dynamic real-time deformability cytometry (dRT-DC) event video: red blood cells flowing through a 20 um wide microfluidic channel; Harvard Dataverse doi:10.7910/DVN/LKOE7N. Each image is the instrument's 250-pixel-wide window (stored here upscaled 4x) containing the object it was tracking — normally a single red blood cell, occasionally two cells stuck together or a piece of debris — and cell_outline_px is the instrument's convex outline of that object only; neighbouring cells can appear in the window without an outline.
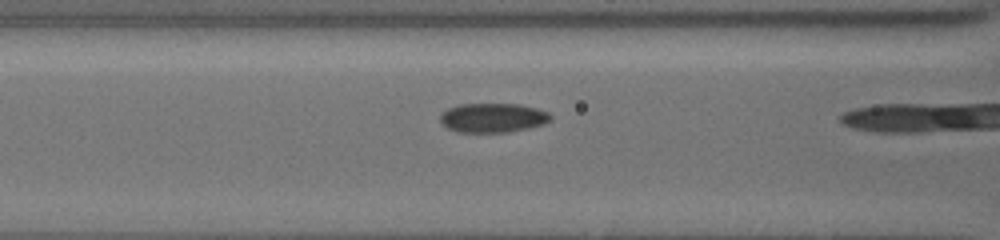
{"species": "common noctule bat (a hibernating species)", "species_latin": "Nyctalus noctula", "temperature_condition": "cold", "stored_images_in_passage": 25, "camera_frame_rate_fps": 3000, "um_per_image_px": 0.085, "animal": {"sex": "female", "body_mass_g": 19.5, "forearm_length_mm": 54.1}, "frame": {"image": 1, "passage_image": 24, "time_ms": 7.667, "image_size_px": [1000, 240], "cell_outline_px": [[552, 116], [544, 124], [508, 132], [456, 132], [448, 128], [440, 120], [440, 116], [448, 108], [460, 104], [520, 104], [536, 108], [548, 112]], "centroid_in_image_um": [41.89, 10.01], "position_along_channel_um": 124.7, "area_um2": 18.67}}